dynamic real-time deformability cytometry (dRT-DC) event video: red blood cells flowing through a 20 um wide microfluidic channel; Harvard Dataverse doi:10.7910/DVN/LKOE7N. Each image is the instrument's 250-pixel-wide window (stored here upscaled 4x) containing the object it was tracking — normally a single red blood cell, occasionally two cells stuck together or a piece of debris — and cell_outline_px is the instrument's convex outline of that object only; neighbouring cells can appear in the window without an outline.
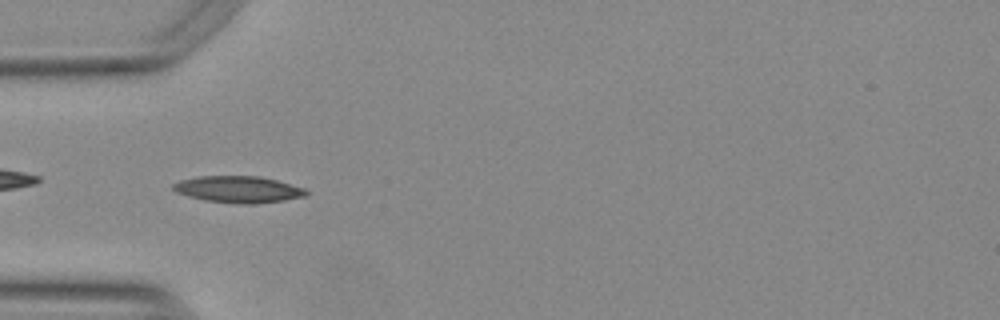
{"species": "Egyptian fruit bat (a non-hibernating species)", "species_latin": "Rousettus aegyptiacus", "temperature_condition": "warm", "stored_images_in_passage": 39, "camera_frame_rate_fps": 3000, "um_per_image_px": 0.085, "animal": {"sex": "female"}, "frame": {"image": 1, "passage_image": 2, "time_ms": 0.333, "image_size_px": [1000, 320], "cell_outline_px": [[308, 192], [304, 196], [284, 200], [256, 204], [244, 204], [204, 200], [188, 196], [176, 192], [172, 188], [172, 184], [180, 180], [196, 176], [260, 176], [276, 180], [304, 188]], "centroid_in_image_um": [20.22, 16.09], "position_along_channel_um": 64.8, "area_um2": 20.58}}
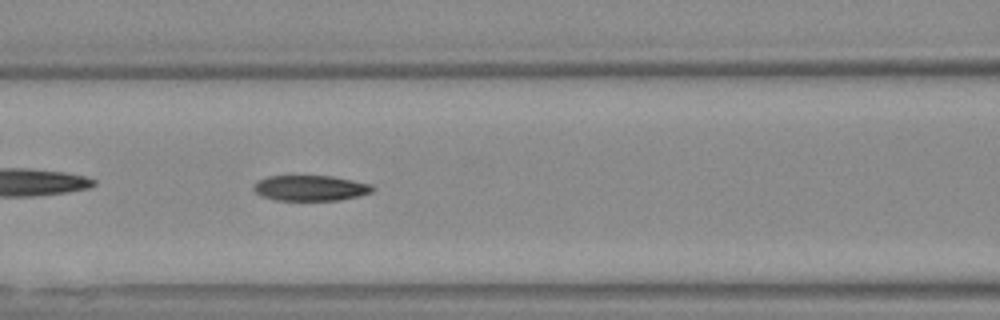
{"frame": {"image": 2, "passage_image": 8, "time_ms": 2.333, "image_size_px": [1000, 320], "cell_outline_px": [[376, 188], [372, 192], [360, 196], [340, 200], [276, 200], [260, 196], [252, 188], [252, 184], [268, 176], [332, 176], [372, 184]], "centroid_in_image_um": [26.4, 15.99], "position_along_channel_um": 140.2, "area_um2": 17.8}}
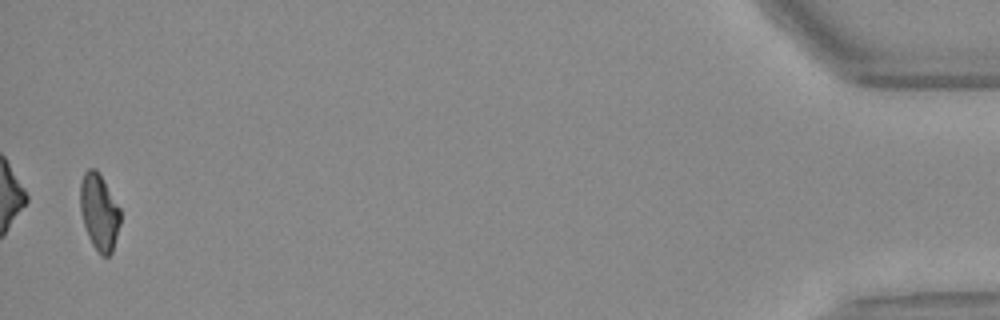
{"frame": {"image": 3, "passage_image": 38, "time_ms": 12.333, "image_size_px": [1000, 320], "cell_outline_px": [[120, 224], [112, 252], [108, 256], [100, 256], [92, 244], [88, 236], [80, 212], [80, 184], [84, 172], [88, 168], [96, 168], [100, 172], [120, 208]], "centroid_in_image_um": [8.43, 18.0], "position_along_channel_um": 426.8, "area_um2": 18.09}, "authors_computed_cell_mechanics": {"area_um2": 18.496, "velocity_mm_per_s": 3.7875, "shape_relaxation_time_tau1_ms": null, "shape_relaxation_time_tau2_ms": 4.02, "deformation_change_tau1": null, "deformation_change_tau2": 0.1118}}